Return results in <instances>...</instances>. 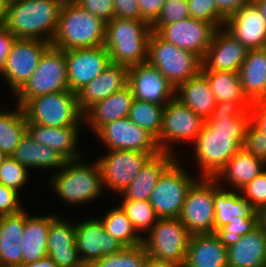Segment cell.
<instances>
[{"label": "cell", "instance_id": "6da1fadb", "mask_svg": "<svg viewBox=\"0 0 266 267\" xmlns=\"http://www.w3.org/2000/svg\"><path fill=\"white\" fill-rule=\"evenodd\" d=\"M248 123L249 110L239 101L216 102L193 142L199 177L214 178L241 149Z\"/></svg>", "mask_w": 266, "mask_h": 267}, {"label": "cell", "instance_id": "7a4b0ae2", "mask_svg": "<svg viewBox=\"0 0 266 267\" xmlns=\"http://www.w3.org/2000/svg\"><path fill=\"white\" fill-rule=\"evenodd\" d=\"M63 3L62 0H7L4 27L16 39L51 43Z\"/></svg>", "mask_w": 266, "mask_h": 267}, {"label": "cell", "instance_id": "3957f363", "mask_svg": "<svg viewBox=\"0 0 266 267\" xmlns=\"http://www.w3.org/2000/svg\"><path fill=\"white\" fill-rule=\"evenodd\" d=\"M106 23L73 0L63 3L51 45L62 49L95 48L104 45Z\"/></svg>", "mask_w": 266, "mask_h": 267}, {"label": "cell", "instance_id": "277c9868", "mask_svg": "<svg viewBox=\"0 0 266 267\" xmlns=\"http://www.w3.org/2000/svg\"><path fill=\"white\" fill-rule=\"evenodd\" d=\"M151 25L144 20L114 17L106 24L104 46L111 63L131 67L147 61Z\"/></svg>", "mask_w": 266, "mask_h": 267}, {"label": "cell", "instance_id": "5b68a950", "mask_svg": "<svg viewBox=\"0 0 266 267\" xmlns=\"http://www.w3.org/2000/svg\"><path fill=\"white\" fill-rule=\"evenodd\" d=\"M81 160L82 158L66 161L50 176L53 191L66 204L76 206L90 203L105 191L98 162L88 164Z\"/></svg>", "mask_w": 266, "mask_h": 267}, {"label": "cell", "instance_id": "8992f818", "mask_svg": "<svg viewBox=\"0 0 266 267\" xmlns=\"http://www.w3.org/2000/svg\"><path fill=\"white\" fill-rule=\"evenodd\" d=\"M147 62L175 88L202 70V59L198 55L163 40L155 31L149 37Z\"/></svg>", "mask_w": 266, "mask_h": 267}, {"label": "cell", "instance_id": "52a82bcc", "mask_svg": "<svg viewBox=\"0 0 266 267\" xmlns=\"http://www.w3.org/2000/svg\"><path fill=\"white\" fill-rule=\"evenodd\" d=\"M29 122L47 127H68L84 124L77 94L71 91L48 93L31 98L24 106Z\"/></svg>", "mask_w": 266, "mask_h": 267}, {"label": "cell", "instance_id": "ba28073f", "mask_svg": "<svg viewBox=\"0 0 266 267\" xmlns=\"http://www.w3.org/2000/svg\"><path fill=\"white\" fill-rule=\"evenodd\" d=\"M61 91H70L66 57L62 49L50 45L41 56L29 80L14 94L23 107L31 98Z\"/></svg>", "mask_w": 266, "mask_h": 267}, {"label": "cell", "instance_id": "9c48e42d", "mask_svg": "<svg viewBox=\"0 0 266 267\" xmlns=\"http://www.w3.org/2000/svg\"><path fill=\"white\" fill-rule=\"evenodd\" d=\"M178 159L161 175L155 186L149 203L153 206L159 219L179 218L188 191L200 178L192 177V174Z\"/></svg>", "mask_w": 266, "mask_h": 267}, {"label": "cell", "instance_id": "30bf717a", "mask_svg": "<svg viewBox=\"0 0 266 267\" xmlns=\"http://www.w3.org/2000/svg\"><path fill=\"white\" fill-rule=\"evenodd\" d=\"M190 236L179 218H162L143 236L142 244L149 256L183 267Z\"/></svg>", "mask_w": 266, "mask_h": 267}, {"label": "cell", "instance_id": "8fae6325", "mask_svg": "<svg viewBox=\"0 0 266 267\" xmlns=\"http://www.w3.org/2000/svg\"><path fill=\"white\" fill-rule=\"evenodd\" d=\"M204 124L202 117L173 98L164 106L162 128L156 139L158 147L161 152L176 155L172 149L174 144L193 143Z\"/></svg>", "mask_w": 266, "mask_h": 267}, {"label": "cell", "instance_id": "7c38bea8", "mask_svg": "<svg viewBox=\"0 0 266 267\" xmlns=\"http://www.w3.org/2000/svg\"><path fill=\"white\" fill-rule=\"evenodd\" d=\"M179 219L191 235L215 233L214 178L200 177L192 185Z\"/></svg>", "mask_w": 266, "mask_h": 267}, {"label": "cell", "instance_id": "4fadbf2b", "mask_svg": "<svg viewBox=\"0 0 266 267\" xmlns=\"http://www.w3.org/2000/svg\"><path fill=\"white\" fill-rule=\"evenodd\" d=\"M159 153L109 150L96 160L100 166L104 189L119 194L139 174L144 164Z\"/></svg>", "mask_w": 266, "mask_h": 267}, {"label": "cell", "instance_id": "5bb4252c", "mask_svg": "<svg viewBox=\"0 0 266 267\" xmlns=\"http://www.w3.org/2000/svg\"><path fill=\"white\" fill-rule=\"evenodd\" d=\"M50 45L37 39L13 40L1 72L12 93L15 94L29 80Z\"/></svg>", "mask_w": 266, "mask_h": 267}, {"label": "cell", "instance_id": "9a60e30c", "mask_svg": "<svg viewBox=\"0 0 266 267\" xmlns=\"http://www.w3.org/2000/svg\"><path fill=\"white\" fill-rule=\"evenodd\" d=\"M106 150H130L160 153L156 138L129 117L102 126L96 133Z\"/></svg>", "mask_w": 266, "mask_h": 267}, {"label": "cell", "instance_id": "2e32d148", "mask_svg": "<svg viewBox=\"0 0 266 267\" xmlns=\"http://www.w3.org/2000/svg\"><path fill=\"white\" fill-rule=\"evenodd\" d=\"M216 30L209 22L189 17L175 23L163 24L155 32L163 40L203 59Z\"/></svg>", "mask_w": 266, "mask_h": 267}, {"label": "cell", "instance_id": "e0dca14e", "mask_svg": "<svg viewBox=\"0 0 266 267\" xmlns=\"http://www.w3.org/2000/svg\"><path fill=\"white\" fill-rule=\"evenodd\" d=\"M75 242L83 264L121 252L125 246L108 233L101 218L75 224Z\"/></svg>", "mask_w": 266, "mask_h": 267}, {"label": "cell", "instance_id": "ac0fdd59", "mask_svg": "<svg viewBox=\"0 0 266 267\" xmlns=\"http://www.w3.org/2000/svg\"><path fill=\"white\" fill-rule=\"evenodd\" d=\"M66 57L68 86L77 93L111 64L104 45L95 48L63 50Z\"/></svg>", "mask_w": 266, "mask_h": 267}, {"label": "cell", "instance_id": "d6986e66", "mask_svg": "<svg viewBox=\"0 0 266 267\" xmlns=\"http://www.w3.org/2000/svg\"><path fill=\"white\" fill-rule=\"evenodd\" d=\"M134 99L166 105L176 88L147 61L128 68V84Z\"/></svg>", "mask_w": 266, "mask_h": 267}, {"label": "cell", "instance_id": "ffe728a7", "mask_svg": "<svg viewBox=\"0 0 266 267\" xmlns=\"http://www.w3.org/2000/svg\"><path fill=\"white\" fill-rule=\"evenodd\" d=\"M248 53L249 49L238 39H235L223 27L218 28L202 59L201 72L230 71L239 73Z\"/></svg>", "mask_w": 266, "mask_h": 267}, {"label": "cell", "instance_id": "44dd1931", "mask_svg": "<svg viewBox=\"0 0 266 267\" xmlns=\"http://www.w3.org/2000/svg\"><path fill=\"white\" fill-rule=\"evenodd\" d=\"M223 28L249 50L266 47V23L253 1L226 19Z\"/></svg>", "mask_w": 266, "mask_h": 267}, {"label": "cell", "instance_id": "7402d4cb", "mask_svg": "<svg viewBox=\"0 0 266 267\" xmlns=\"http://www.w3.org/2000/svg\"><path fill=\"white\" fill-rule=\"evenodd\" d=\"M58 215L51 221L47 236L46 253L57 267H83L75 242V224Z\"/></svg>", "mask_w": 266, "mask_h": 267}, {"label": "cell", "instance_id": "603a6c76", "mask_svg": "<svg viewBox=\"0 0 266 267\" xmlns=\"http://www.w3.org/2000/svg\"><path fill=\"white\" fill-rule=\"evenodd\" d=\"M127 84L128 67L111 63L76 93L80 110L84 113L94 103L122 90Z\"/></svg>", "mask_w": 266, "mask_h": 267}, {"label": "cell", "instance_id": "cb8c5ba5", "mask_svg": "<svg viewBox=\"0 0 266 267\" xmlns=\"http://www.w3.org/2000/svg\"><path fill=\"white\" fill-rule=\"evenodd\" d=\"M134 97L127 85L122 90L90 106L84 113V124L89 125L93 133L102 126L122 118L129 117Z\"/></svg>", "mask_w": 266, "mask_h": 267}, {"label": "cell", "instance_id": "d4e9b609", "mask_svg": "<svg viewBox=\"0 0 266 267\" xmlns=\"http://www.w3.org/2000/svg\"><path fill=\"white\" fill-rule=\"evenodd\" d=\"M80 126L47 127L27 120V133L36 142L60 153L67 161L82 158L77 149ZM81 153V154H80Z\"/></svg>", "mask_w": 266, "mask_h": 267}, {"label": "cell", "instance_id": "484cf974", "mask_svg": "<svg viewBox=\"0 0 266 267\" xmlns=\"http://www.w3.org/2000/svg\"><path fill=\"white\" fill-rule=\"evenodd\" d=\"M179 157L166 152L152 156L141 168L139 174L130 185L120 193L123 199L148 200L157 185L161 175Z\"/></svg>", "mask_w": 266, "mask_h": 267}, {"label": "cell", "instance_id": "4316f807", "mask_svg": "<svg viewBox=\"0 0 266 267\" xmlns=\"http://www.w3.org/2000/svg\"><path fill=\"white\" fill-rule=\"evenodd\" d=\"M228 267H266V229L260 224L227 248Z\"/></svg>", "mask_w": 266, "mask_h": 267}, {"label": "cell", "instance_id": "83f0119b", "mask_svg": "<svg viewBox=\"0 0 266 267\" xmlns=\"http://www.w3.org/2000/svg\"><path fill=\"white\" fill-rule=\"evenodd\" d=\"M183 267H228L227 248L215 233L192 234Z\"/></svg>", "mask_w": 266, "mask_h": 267}, {"label": "cell", "instance_id": "f1b7e54d", "mask_svg": "<svg viewBox=\"0 0 266 267\" xmlns=\"http://www.w3.org/2000/svg\"><path fill=\"white\" fill-rule=\"evenodd\" d=\"M265 169L266 161L264 159L253 156L241 148L228 160L214 179L221 187H224L223 180H225V183H228L227 186L229 184L232 186L231 189L240 191Z\"/></svg>", "mask_w": 266, "mask_h": 267}, {"label": "cell", "instance_id": "f546056e", "mask_svg": "<svg viewBox=\"0 0 266 267\" xmlns=\"http://www.w3.org/2000/svg\"><path fill=\"white\" fill-rule=\"evenodd\" d=\"M25 209L14 215L0 216V267L22 266V238Z\"/></svg>", "mask_w": 266, "mask_h": 267}, {"label": "cell", "instance_id": "4dcf8cb0", "mask_svg": "<svg viewBox=\"0 0 266 267\" xmlns=\"http://www.w3.org/2000/svg\"><path fill=\"white\" fill-rule=\"evenodd\" d=\"M57 214L29 215L25 209V223L22 238V265L47 257V236L51 221Z\"/></svg>", "mask_w": 266, "mask_h": 267}, {"label": "cell", "instance_id": "1f68e13d", "mask_svg": "<svg viewBox=\"0 0 266 267\" xmlns=\"http://www.w3.org/2000/svg\"><path fill=\"white\" fill-rule=\"evenodd\" d=\"M239 76L243 92L250 102L266 101V47L249 50Z\"/></svg>", "mask_w": 266, "mask_h": 267}, {"label": "cell", "instance_id": "d6a6232c", "mask_svg": "<svg viewBox=\"0 0 266 267\" xmlns=\"http://www.w3.org/2000/svg\"><path fill=\"white\" fill-rule=\"evenodd\" d=\"M175 98L204 120L210 116L216 104L211 86L202 73L179 84Z\"/></svg>", "mask_w": 266, "mask_h": 267}, {"label": "cell", "instance_id": "836d02e7", "mask_svg": "<svg viewBox=\"0 0 266 267\" xmlns=\"http://www.w3.org/2000/svg\"><path fill=\"white\" fill-rule=\"evenodd\" d=\"M11 157L28 169L57 170L67 161L57 151L34 141L28 133L21 139Z\"/></svg>", "mask_w": 266, "mask_h": 267}, {"label": "cell", "instance_id": "e575fe53", "mask_svg": "<svg viewBox=\"0 0 266 267\" xmlns=\"http://www.w3.org/2000/svg\"><path fill=\"white\" fill-rule=\"evenodd\" d=\"M215 231L228 223L235 216L250 218L256 210L250 206L239 191L225 189L214 179Z\"/></svg>", "mask_w": 266, "mask_h": 267}, {"label": "cell", "instance_id": "d590c367", "mask_svg": "<svg viewBox=\"0 0 266 267\" xmlns=\"http://www.w3.org/2000/svg\"><path fill=\"white\" fill-rule=\"evenodd\" d=\"M241 148L266 161V101L251 102L249 123Z\"/></svg>", "mask_w": 266, "mask_h": 267}, {"label": "cell", "instance_id": "8d00e7d4", "mask_svg": "<svg viewBox=\"0 0 266 267\" xmlns=\"http://www.w3.org/2000/svg\"><path fill=\"white\" fill-rule=\"evenodd\" d=\"M201 73L207 78L216 102L237 100L249 110L251 102L243 92L238 72L211 71Z\"/></svg>", "mask_w": 266, "mask_h": 267}, {"label": "cell", "instance_id": "74e56055", "mask_svg": "<svg viewBox=\"0 0 266 267\" xmlns=\"http://www.w3.org/2000/svg\"><path fill=\"white\" fill-rule=\"evenodd\" d=\"M13 111L0 110V150L11 156L27 133V118L23 107L16 104Z\"/></svg>", "mask_w": 266, "mask_h": 267}, {"label": "cell", "instance_id": "f35d334b", "mask_svg": "<svg viewBox=\"0 0 266 267\" xmlns=\"http://www.w3.org/2000/svg\"><path fill=\"white\" fill-rule=\"evenodd\" d=\"M113 208L101 217L105 230L125 247L141 245L143 237L137 233L126 213L119 205Z\"/></svg>", "mask_w": 266, "mask_h": 267}, {"label": "cell", "instance_id": "ab89813d", "mask_svg": "<svg viewBox=\"0 0 266 267\" xmlns=\"http://www.w3.org/2000/svg\"><path fill=\"white\" fill-rule=\"evenodd\" d=\"M165 105L133 99L129 119L146 129L156 139L160 135Z\"/></svg>", "mask_w": 266, "mask_h": 267}, {"label": "cell", "instance_id": "60d3db41", "mask_svg": "<svg viewBox=\"0 0 266 267\" xmlns=\"http://www.w3.org/2000/svg\"><path fill=\"white\" fill-rule=\"evenodd\" d=\"M119 206L126 213L140 236L143 235L141 231H146L147 234L159 219L148 200L122 199Z\"/></svg>", "mask_w": 266, "mask_h": 267}, {"label": "cell", "instance_id": "b9f144b4", "mask_svg": "<svg viewBox=\"0 0 266 267\" xmlns=\"http://www.w3.org/2000/svg\"><path fill=\"white\" fill-rule=\"evenodd\" d=\"M148 254L143 244L125 247L121 252L94 262L98 267H145Z\"/></svg>", "mask_w": 266, "mask_h": 267}, {"label": "cell", "instance_id": "7bdbcfd3", "mask_svg": "<svg viewBox=\"0 0 266 267\" xmlns=\"http://www.w3.org/2000/svg\"><path fill=\"white\" fill-rule=\"evenodd\" d=\"M259 225V214L256 211L250 218L235 216L232 223H228L215 231L226 248L234 245L243 235L249 233Z\"/></svg>", "mask_w": 266, "mask_h": 267}, {"label": "cell", "instance_id": "ee69618b", "mask_svg": "<svg viewBox=\"0 0 266 267\" xmlns=\"http://www.w3.org/2000/svg\"><path fill=\"white\" fill-rule=\"evenodd\" d=\"M28 168L21 165L11 156H7L0 166V184L7 186L19 193L29 181Z\"/></svg>", "mask_w": 266, "mask_h": 267}, {"label": "cell", "instance_id": "f6af8a7d", "mask_svg": "<svg viewBox=\"0 0 266 267\" xmlns=\"http://www.w3.org/2000/svg\"><path fill=\"white\" fill-rule=\"evenodd\" d=\"M190 17L222 28L225 18L219 13L215 0H187Z\"/></svg>", "mask_w": 266, "mask_h": 267}, {"label": "cell", "instance_id": "bcb514c9", "mask_svg": "<svg viewBox=\"0 0 266 267\" xmlns=\"http://www.w3.org/2000/svg\"><path fill=\"white\" fill-rule=\"evenodd\" d=\"M190 17L187 0H166L159 17L151 25L156 31L163 24L175 23Z\"/></svg>", "mask_w": 266, "mask_h": 267}, {"label": "cell", "instance_id": "7dc6e473", "mask_svg": "<svg viewBox=\"0 0 266 267\" xmlns=\"http://www.w3.org/2000/svg\"><path fill=\"white\" fill-rule=\"evenodd\" d=\"M256 211L266 205V169L239 191Z\"/></svg>", "mask_w": 266, "mask_h": 267}, {"label": "cell", "instance_id": "c3c4849f", "mask_svg": "<svg viewBox=\"0 0 266 267\" xmlns=\"http://www.w3.org/2000/svg\"><path fill=\"white\" fill-rule=\"evenodd\" d=\"M81 8L90 12L106 24L114 18L113 0H73Z\"/></svg>", "mask_w": 266, "mask_h": 267}, {"label": "cell", "instance_id": "681fc988", "mask_svg": "<svg viewBox=\"0 0 266 267\" xmlns=\"http://www.w3.org/2000/svg\"><path fill=\"white\" fill-rule=\"evenodd\" d=\"M20 194L7 186L0 184V216L14 215L23 211Z\"/></svg>", "mask_w": 266, "mask_h": 267}, {"label": "cell", "instance_id": "f907efd6", "mask_svg": "<svg viewBox=\"0 0 266 267\" xmlns=\"http://www.w3.org/2000/svg\"><path fill=\"white\" fill-rule=\"evenodd\" d=\"M114 17L142 20L138 0H113Z\"/></svg>", "mask_w": 266, "mask_h": 267}, {"label": "cell", "instance_id": "816d5d0a", "mask_svg": "<svg viewBox=\"0 0 266 267\" xmlns=\"http://www.w3.org/2000/svg\"><path fill=\"white\" fill-rule=\"evenodd\" d=\"M166 0H138L142 20L152 25L159 17Z\"/></svg>", "mask_w": 266, "mask_h": 267}, {"label": "cell", "instance_id": "f5cc1de1", "mask_svg": "<svg viewBox=\"0 0 266 267\" xmlns=\"http://www.w3.org/2000/svg\"><path fill=\"white\" fill-rule=\"evenodd\" d=\"M252 2V0H215L219 13L228 19L241 7Z\"/></svg>", "mask_w": 266, "mask_h": 267}, {"label": "cell", "instance_id": "db71d44e", "mask_svg": "<svg viewBox=\"0 0 266 267\" xmlns=\"http://www.w3.org/2000/svg\"><path fill=\"white\" fill-rule=\"evenodd\" d=\"M14 39L13 35L5 27L0 28V74Z\"/></svg>", "mask_w": 266, "mask_h": 267}, {"label": "cell", "instance_id": "11a10c76", "mask_svg": "<svg viewBox=\"0 0 266 267\" xmlns=\"http://www.w3.org/2000/svg\"><path fill=\"white\" fill-rule=\"evenodd\" d=\"M145 267H180V266L176 263L165 260H159L148 255Z\"/></svg>", "mask_w": 266, "mask_h": 267}, {"label": "cell", "instance_id": "9f6ffc18", "mask_svg": "<svg viewBox=\"0 0 266 267\" xmlns=\"http://www.w3.org/2000/svg\"><path fill=\"white\" fill-rule=\"evenodd\" d=\"M21 267H57V265L50 257H45L39 261L24 264Z\"/></svg>", "mask_w": 266, "mask_h": 267}, {"label": "cell", "instance_id": "6f0895ef", "mask_svg": "<svg viewBox=\"0 0 266 267\" xmlns=\"http://www.w3.org/2000/svg\"><path fill=\"white\" fill-rule=\"evenodd\" d=\"M7 0H0V28L5 26V12Z\"/></svg>", "mask_w": 266, "mask_h": 267}, {"label": "cell", "instance_id": "680465c9", "mask_svg": "<svg viewBox=\"0 0 266 267\" xmlns=\"http://www.w3.org/2000/svg\"><path fill=\"white\" fill-rule=\"evenodd\" d=\"M258 7L265 23H266V0H252Z\"/></svg>", "mask_w": 266, "mask_h": 267}, {"label": "cell", "instance_id": "91938a15", "mask_svg": "<svg viewBox=\"0 0 266 267\" xmlns=\"http://www.w3.org/2000/svg\"><path fill=\"white\" fill-rule=\"evenodd\" d=\"M259 224L266 229V205H264L259 211Z\"/></svg>", "mask_w": 266, "mask_h": 267}, {"label": "cell", "instance_id": "94428289", "mask_svg": "<svg viewBox=\"0 0 266 267\" xmlns=\"http://www.w3.org/2000/svg\"><path fill=\"white\" fill-rule=\"evenodd\" d=\"M7 158V155L0 150V166L2 165V163L4 162V160Z\"/></svg>", "mask_w": 266, "mask_h": 267}, {"label": "cell", "instance_id": "6125c7cd", "mask_svg": "<svg viewBox=\"0 0 266 267\" xmlns=\"http://www.w3.org/2000/svg\"><path fill=\"white\" fill-rule=\"evenodd\" d=\"M83 267H98L95 263L84 264Z\"/></svg>", "mask_w": 266, "mask_h": 267}]
</instances>
